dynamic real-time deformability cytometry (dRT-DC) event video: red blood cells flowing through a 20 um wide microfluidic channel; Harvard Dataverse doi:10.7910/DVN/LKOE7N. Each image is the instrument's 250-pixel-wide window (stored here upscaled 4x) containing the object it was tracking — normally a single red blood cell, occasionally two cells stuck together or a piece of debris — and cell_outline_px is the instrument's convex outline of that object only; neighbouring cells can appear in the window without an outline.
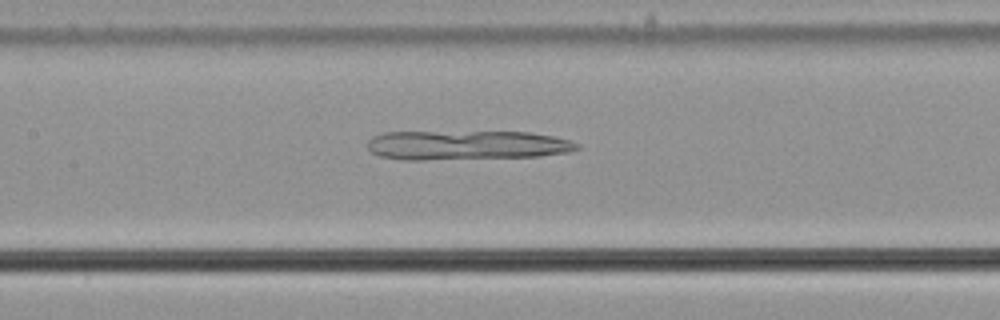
{"species": "common noctule bat (a hibernating species)", "species_latin": "Nyctalus noctula", "temperature_condition": "cold", "stored_images_in_passage": 42, "camera_frame_rate_fps": 3000, "um_per_image_px": 0.085, "animal": {"sex": "male", "body_mass_g": 21.5, "forearm_length_mm": 52.0}, "frame": {"image": 1, "passage_image": 13, "time_ms": 4.0, "image_size_px": [1000, 320], "cell_outline_px": [[580, 148], [568, 152], [540, 156], [424, 160], [400, 160], [380, 156], [372, 152], [368, 148], [368, 140], [372, 136], [384, 132], [528, 132], [552, 136], [568, 140], [580, 144]], "centroid_in_image_um": [39.63, 12.34], "position_along_channel_um": 167.8, "area_um2": 35.95}}
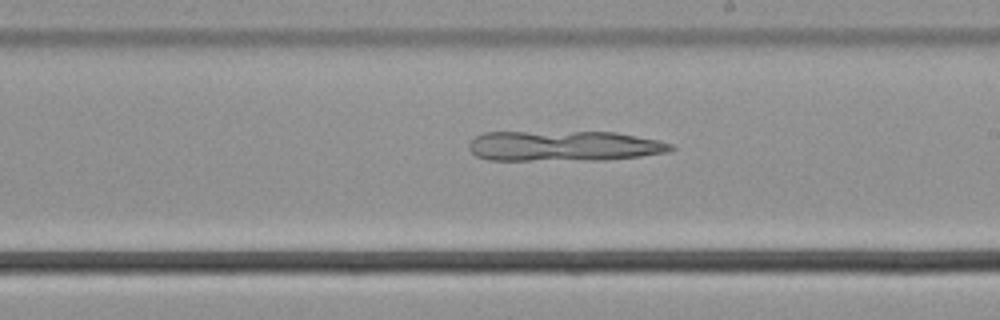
{"frame": {"image": 2, "passage_image": 19, "time_ms": 6.0, "image_size_px": [1000, 320], "cell_outline_px": [[676, 148], [668, 152], [640, 156], [604, 160], [488, 160], [476, 156], [468, 148], [468, 144], [476, 136], [484, 132], [616, 132], [660, 140], [672, 144]], "centroid_in_image_um": [47.95, 12.41], "position_along_channel_um": 241.1, "area_um2": 36.01}}
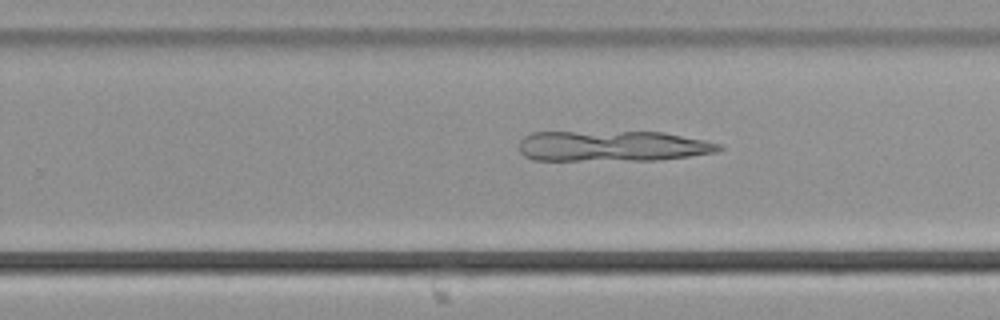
{"frame": {"image": 3, "passage_image": 22, "time_ms": 7.0, "image_size_px": [1000, 320], "cell_outline_px": [[724, 148], [716, 152], [688, 156], [656, 160], [532, 160], [524, 156], [520, 152], [520, 140], [524, 136], [532, 132], [664, 132], [704, 140], [720, 144]], "centroid_in_image_um": [52.04, 12.41], "position_along_channel_um": 277.8, "area_um2": 35.72}}